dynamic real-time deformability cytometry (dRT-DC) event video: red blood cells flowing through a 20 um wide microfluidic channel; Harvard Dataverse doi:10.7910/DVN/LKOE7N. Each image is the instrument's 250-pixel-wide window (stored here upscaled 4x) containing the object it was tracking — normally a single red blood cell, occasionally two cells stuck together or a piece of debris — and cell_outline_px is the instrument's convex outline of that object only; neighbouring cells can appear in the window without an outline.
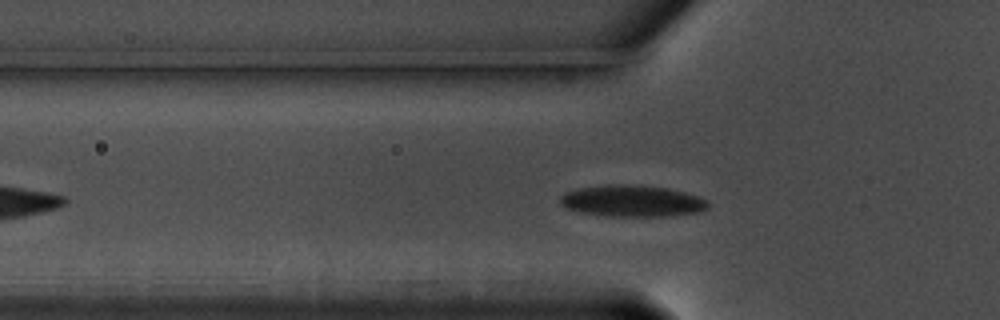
{"species": "common noctule bat (a hibernating species)", "species_latin": "Nyctalus noctula", "temperature_condition": "warm", "stored_images_in_passage": 45, "camera_frame_rate_fps": 3000, "um_per_image_px": 0.085, "animal": {"sex": "male", "body_mass_g": 17.5, "forearm_length_mm": 52.3}, "frame": {"image": 1, "passage_image": 10, "time_ms": 3.0, "image_size_px": [1000, 320], "cell_outline_px": [[708, 208], [700, 212], [664, 216], [612, 216], [576, 212], [564, 208], [560, 204], [560, 196], [564, 192], [584, 188], [612, 184], [628, 184], [668, 188], [684, 192], [708, 200]], "centroid_in_image_um": [53.71, 17.09], "position_along_channel_um": 72.1, "area_um2": 27.11}}
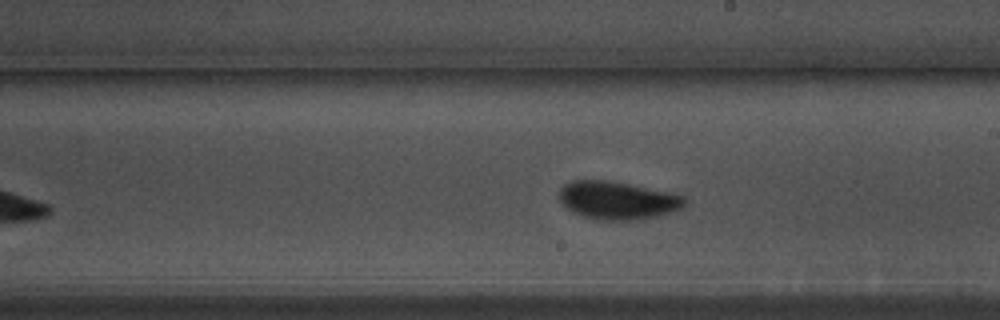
{"frame": {"image": 2, "passage_image": 24, "time_ms": 7.667, "image_size_px": [1000, 320], "cell_outline_px": [[688, 200], [680, 208], [672, 212], [640, 220], [600, 220], [584, 216], [572, 212], [560, 200], [560, 188], [564, 184], [572, 180], [604, 180], [628, 184], [684, 196]], "centroid_in_image_um": [52.47, 17.04], "position_along_channel_um": 236.5, "area_um2": 27.4}}
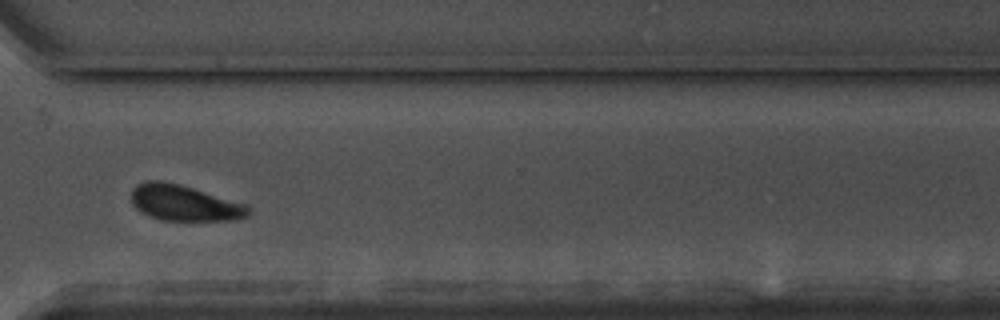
{"frame": {"image": 3, "passage_image": 34, "time_ms": 11.0, "image_size_px": [1000, 320], "cell_outline_px": [[252, 212], [248, 216], [240, 220], [160, 220], [140, 212], [132, 204], [132, 188], [136, 184], [144, 180], [160, 180], [180, 184], [244, 204]], "centroid_in_image_um": [15.63, 17.25], "position_along_channel_um": 355.0, "area_um2": 24.45}, "authors_computed_cell_mechanics": {"area_um2": 26.0678, "velocity_mm_per_s": 3.5418, "shape_relaxation_time_tau1_ms": 3.4258, "shape_relaxation_time_tau2_ms": 0.8369, "deformation_change_tau1": 0.1166, "deformation_change_tau2": 0.0506}}